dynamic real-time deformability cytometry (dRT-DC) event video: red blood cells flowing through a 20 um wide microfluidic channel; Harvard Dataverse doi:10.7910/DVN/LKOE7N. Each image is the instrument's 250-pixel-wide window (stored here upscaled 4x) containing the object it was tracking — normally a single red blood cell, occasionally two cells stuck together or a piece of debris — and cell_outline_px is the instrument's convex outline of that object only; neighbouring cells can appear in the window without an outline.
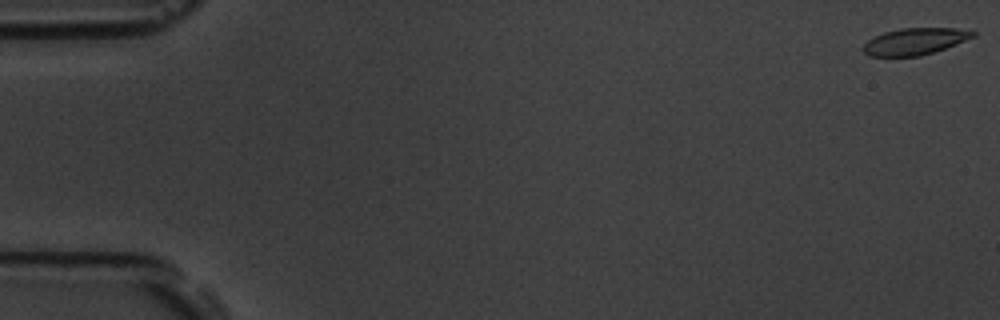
{"species": "common noctule bat (a hibernating species)", "species_latin": "Nyctalus noctula", "temperature_condition": "room temperature", "stored_images_in_passage": 55, "camera_frame_rate_fps": 3000, "um_per_image_px": 0.085, "animal": {"sex": "male", "body_mass_g": 19.5, "forearm_length_mm": 54.6}, "frame": {"image": 1, "passage_image": 1, "time_ms": 0.0, "image_size_px": [1000, 320], "cell_outline_px": [[976, 36], [944, 48], [920, 56], [868, 56], [860, 48], [868, 40], [884, 32], [900, 28], [956, 28], [976, 32]], "centroid_in_image_um": [77.72, 3.52], "position_along_channel_um": 7.3, "area_um2": 16.94}}
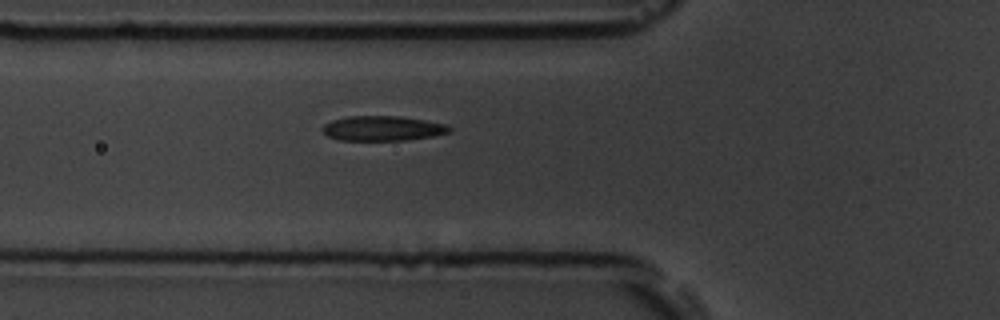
{"frame": {"image": 2, "passage_image": 20, "time_ms": 6.333, "image_size_px": [1000, 320], "cell_outline_px": [[452, 132], [432, 136], [408, 140], [340, 140], [328, 136], [324, 132], [324, 124], [332, 120], [348, 116], [400, 116], [448, 124], [452, 128]], "centroid_in_image_um": [32.58, 10.91], "position_along_channel_um": 93.2, "area_um2": 18.38}}
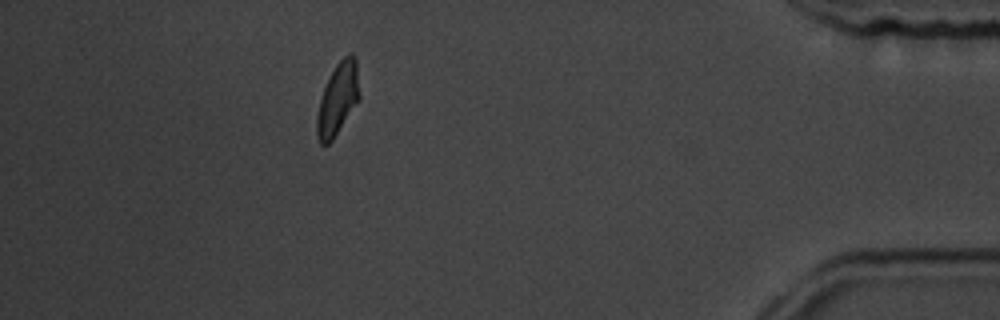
{"frame": {"image": 3, "passage_image": 49, "time_ms": 16.0, "image_size_px": [1000, 320], "cell_outline_px": [[360, 100], [332, 140], [328, 144], [320, 144], [316, 136], [316, 116], [320, 100], [324, 88], [336, 64], [348, 52], [352, 52], [356, 56], [360, 96]], "centroid_in_image_um": [28.73, 8.4], "position_along_channel_um": 406.5, "area_um2": 18.03}, "authors_computed_cell_mechanics": {"area_um2": 18.3804, "velocity_mm_per_s": 3.7602, "shape_relaxation_time_tau1_ms": 3.6481, "shape_relaxation_time_tau2_ms": 1.9428, "deformation_change_tau1": 0.1248, "deformation_change_tau2": 0.0737}}